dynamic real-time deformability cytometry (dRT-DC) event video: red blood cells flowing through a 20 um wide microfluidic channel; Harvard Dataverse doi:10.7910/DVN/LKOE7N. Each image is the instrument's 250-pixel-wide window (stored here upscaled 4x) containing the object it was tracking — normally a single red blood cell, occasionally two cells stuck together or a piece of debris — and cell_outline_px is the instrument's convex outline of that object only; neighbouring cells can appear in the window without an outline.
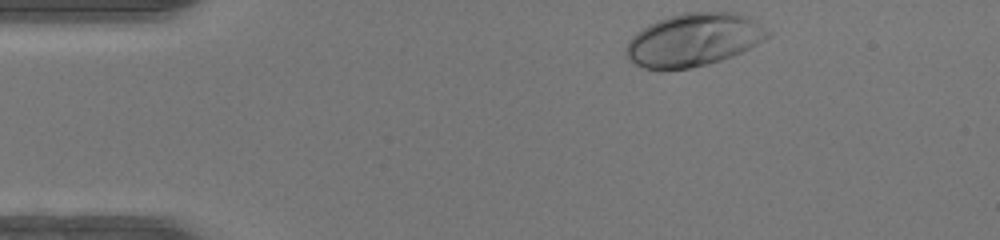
{"species": "human", "species_latin": "Homo sapiens", "temperature_condition": "warm", "stored_images_in_passage": 10, "camera_frame_rate_fps": 3000, "um_per_image_px": 0.085, "donor": {"sex": "female"}, "frame": {"image": 1, "passage_image": 1, "time_ms": 0.0, "image_size_px": [1000, 240], "cell_outline_px": [[772, 36], [732, 56], [708, 64], [688, 68], [644, 68], [632, 64], [624, 56], [624, 48], [628, 40], [636, 32], [648, 24], [668, 16], [684, 12], [740, 12], [756, 20], [772, 32]], "centroid_in_image_um": [58.95, 3.36], "position_along_channel_um": 26.0, "area_um2": 44.04}}
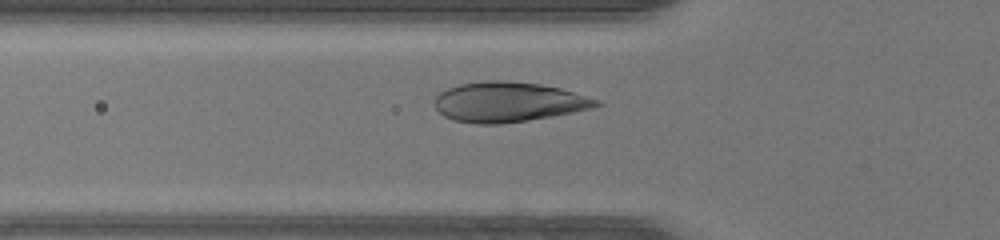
{"frame": {"image": 2, "passage_image": 10, "time_ms": 3.0, "image_size_px": [1000, 240], "cell_outline_px": [[604, 104], [592, 108], [552, 116], [528, 120], [500, 124], [476, 124], [456, 120], [444, 116], [432, 104], [432, 100], [440, 92], [448, 88], [460, 84], [488, 80], [504, 80], [540, 84], [560, 88], [600, 100]], "centroid_in_image_um": [43.19, 8.66], "position_along_channel_um": 82.6, "area_um2": 37.69}}